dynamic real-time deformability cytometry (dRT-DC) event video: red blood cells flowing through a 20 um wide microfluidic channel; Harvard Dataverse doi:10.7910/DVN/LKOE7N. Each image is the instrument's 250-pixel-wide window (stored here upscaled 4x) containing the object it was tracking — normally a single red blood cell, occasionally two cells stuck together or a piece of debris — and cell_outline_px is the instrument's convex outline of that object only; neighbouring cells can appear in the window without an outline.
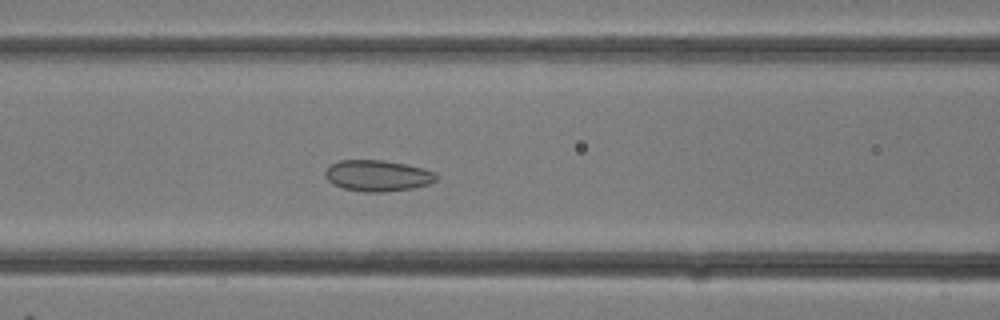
{"species": "common noctule bat (a hibernating species)", "species_latin": "Nyctalus noctula", "temperature_condition": "room temperature", "stored_images_in_passage": 26, "camera_frame_rate_fps": 3000, "um_per_image_px": 0.085, "animal": {"sex": "female"}, "frame": {"image": 1, "passage_image": 8, "time_ms": 2.333, "image_size_px": [1000, 320], "cell_outline_px": [[436, 180], [428, 184], [412, 188], [384, 192], [364, 192], [344, 188], [332, 184], [324, 176], [324, 172], [332, 164], [340, 160], [384, 160], [408, 164], [424, 168], [436, 172]], "centroid_in_image_um": [32.1, 14.93], "position_along_channel_um": 134.5, "area_um2": 20.23}}
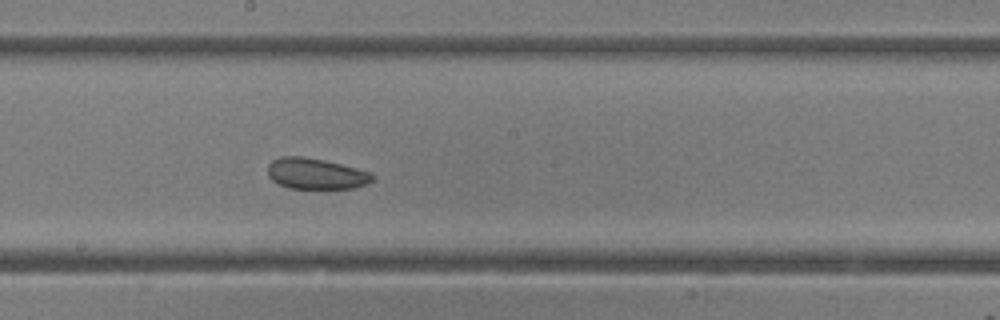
{"frame": {"image": 2, "passage_image": 12, "time_ms": 3.667, "image_size_px": [1000, 320], "cell_outline_px": [[372, 180], [364, 184], [352, 188], [288, 188], [272, 180], [268, 176], [268, 164], [272, 160], [280, 156], [304, 156], [324, 160], [372, 172]], "centroid_in_image_um": [26.8, 14.75], "position_along_channel_um": 221.4, "area_um2": 18.73}}
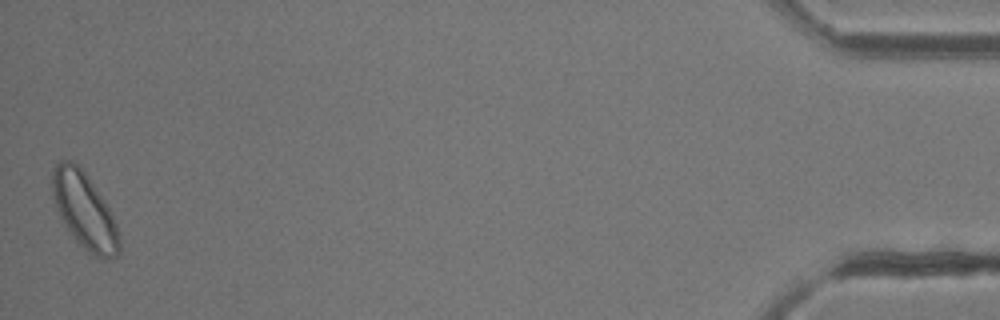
{"frame": {"image": 3, "passage_image": 26, "time_ms": 8.333, "image_size_px": [1000, 320], "cell_outline_px": [[120, 252], [116, 256], [104, 260], [88, 252], [72, 236], [60, 216], [52, 196], [52, 168], [60, 160], [68, 160], [76, 164], [88, 176], [104, 200], [116, 224], [120, 236]], "centroid_in_image_um": [7.18, 17.92], "position_along_channel_um": 428.0, "area_um2": 29.42}}